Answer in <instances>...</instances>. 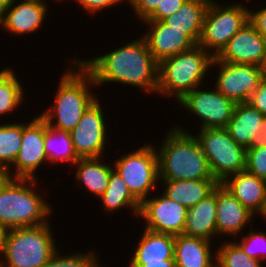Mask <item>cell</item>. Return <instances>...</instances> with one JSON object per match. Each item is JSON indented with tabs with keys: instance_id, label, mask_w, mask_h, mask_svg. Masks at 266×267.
I'll return each mask as SVG.
<instances>
[{
	"instance_id": "f546056e",
	"label": "cell",
	"mask_w": 266,
	"mask_h": 267,
	"mask_svg": "<svg viewBox=\"0 0 266 267\" xmlns=\"http://www.w3.org/2000/svg\"><path fill=\"white\" fill-rule=\"evenodd\" d=\"M22 141V122L0 124V167L11 173Z\"/></svg>"
},
{
	"instance_id": "6da1fadb",
	"label": "cell",
	"mask_w": 266,
	"mask_h": 267,
	"mask_svg": "<svg viewBox=\"0 0 266 267\" xmlns=\"http://www.w3.org/2000/svg\"><path fill=\"white\" fill-rule=\"evenodd\" d=\"M77 60L92 75L96 86L113 82L157 93L159 63L142 36L102 56Z\"/></svg>"
},
{
	"instance_id": "ffe728a7",
	"label": "cell",
	"mask_w": 266,
	"mask_h": 267,
	"mask_svg": "<svg viewBox=\"0 0 266 267\" xmlns=\"http://www.w3.org/2000/svg\"><path fill=\"white\" fill-rule=\"evenodd\" d=\"M237 200L254 215H263L266 209V180L246 170L229 176L223 183Z\"/></svg>"
},
{
	"instance_id": "ba28073f",
	"label": "cell",
	"mask_w": 266,
	"mask_h": 267,
	"mask_svg": "<svg viewBox=\"0 0 266 267\" xmlns=\"http://www.w3.org/2000/svg\"><path fill=\"white\" fill-rule=\"evenodd\" d=\"M248 9L241 3L223 6L211 0L204 16L198 45L216 57L249 21Z\"/></svg>"
},
{
	"instance_id": "60d3db41",
	"label": "cell",
	"mask_w": 266,
	"mask_h": 267,
	"mask_svg": "<svg viewBox=\"0 0 266 267\" xmlns=\"http://www.w3.org/2000/svg\"><path fill=\"white\" fill-rule=\"evenodd\" d=\"M7 231L8 230L2 224H0V257H2L1 255L4 248Z\"/></svg>"
},
{
	"instance_id": "3957f363",
	"label": "cell",
	"mask_w": 266,
	"mask_h": 267,
	"mask_svg": "<svg viewBox=\"0 0 266 267\" xmlns=\"http://www.w3.org/2000/svg\"><path fill=\"white\" fill-rule=\"evenodd\" d=\"M174 126L166 133L161 147H156L159 180L214 179L195 135Z\"/></svg>"
},
{
	"instance_id": "5b68a950",
	"label": "cell",
	"mask_w": 266,
	"mask_h": 267,
	"mask_svg": "<svg viewBox=\"0 0 266 267\" xmlns=\"http://www.w3.org/2000/svg\"><path fill=\"white\" fill-rule=\"evenodd\" d=\"M213 59L209 52L197 44L190 50L162 60L159 63L156 94L176 97L180 101L190 91L204 85L203 80L208 75Z\"/></svg>"
},
{
	"instance_id": "30bf717a",
	"label": "cell",
	"mask_w": 266,
	"mask_h": 267,
	"mask_svg": "<svg viewBox=\"0 0 266 267\" xmlns=\"http://www.w3.org/2000/svg\"><path fill=\"white\" fill-rule=\"evenodd\" d=\"M219 67L215 88L235 103L248 102L266 75V68L258 65L226 63L214 57L211 67Z\"/></svg>"
},
{
	"instance_id": "7a4b0ae2",
	"label": "cell",
	"mask_w": 266,
	"mask_h": 267,
	"mask_svg": "<svg viewBox=\"0 0 266 267\" xmlns=\"http://www.w3.org/2000/svg\"><path fill=\"white\" fill-rule=\"evenodd\" d=\"M72 64L74 68L65 69L59 79L53 107L39 114L48 126L67 132L74 129L86 110L97 100L90 88L96 87L92 75L76 58Z\"/></svg>"
},
{
	"instance_id": "d4e9b609",
	"label": "cell",
	"mask_w": 266,
	"mask_h": 267,
	"mask_svg": "<svg viewBox=\"0 0 266 267\" xmlns=\"http://www.w3.org/2000/svg\"><path fill=\"white\" fill-rule=\"evenodd\" d=\"M130 262L174 260L175 236L144 229Z\"/></svg>"
},
{
	"instance_id": "4dcf8cb0",
	"label": "cell",
	"mask_w": 266,
	"mask_h": 267,
	"mask_svg": "<svg viewBox=\"0 0 266 267\" xmlns=\"http://www.w3.org/2000/svg\"><path fill=\"white\" fill-rule=\"evenodd\" d=\"M218 267H263L262 261L249 257L235 241H226L216 251Z\"/></svg>"
},
{
	"instance_id": "7bdbcfd3",
	"label": "cell",
	"mask_w": 266,
	"mask_h": 267,
	"mask_svg": "<svg viewBox=\"0 0 266 267\" xmlns=\"http://www.w3.org/2000/svg\"><path fill=\"white\" fill-rule=\"evenodd\" d=\"M9 178V174L7 173L6 170H2L0 172V188L3 185V183Z\"/></svg>"
},
{
	"instance_id": "f35d334b",
	"label": "cell",
	"mask_w": 266,
	"mask_h": 267,
	"mask_svg": "<svg viewBox=\"0 0 266 267\" xmlns=\"http://www.w3.org/2000/svg\"><path fill=\"white\" fill-rule=\"evenodd\" d=\"M249 22L260 35L266 38V7L258 11H251L249 9Z\"/></svg>"
},
{
	"instance_id": "52a82bcc",
	"label": "cell",
	"mask_w": 266,
	"mask_h": 267,
	"mask_svg": "<svg viewBox=\"0 0 266 267\" xmlns=\"http://www.w3.org/2000/svg\"><path fill=\"white\" fill-rule=\"evenodd\" d=\"M198 133L195 137L207 158L213 178L219 184L245 170L246 149L231 138L227 128L199 129Z\"/></svg>"
},
{
	"instance_id": "b9f144b4",
	"label": "cell",
	"mask_w": 266,
	"mask_h": 267,
	"mask_svg": "<svg viewBox=\"0 0 266 267\" xmlns=\"http://www.w3.org/2000/svg\"><path fill=\"white\" fill-rule=\"evenodd\" d=\"M11 0H0V22L4 17V14L10 5Z\"/></svg>"
},
{
	"instance_id": "d6a6232c",
	"label": "cell",
	"mask_w": 266,
	"mask_h": 267,
	"mask_svg": "<svg viewBox=\"0 0 266 267\" xmlns=\"http://www.w3.org/2000/svg\"><path fill=\"white\" fill-rule=\"evenodd\" d=\"M245 170L266 180V138L246 150Z\"/></svg>"
},
{
	"instance_id": "d6986e66",
	"label": "cell",
	"mask_w": 266,
	"mask_h": 267,
	"mask_svg": "<svg viewBox=\"0 0 266 267\" xmlns=\"http://www.w3.org/2000/svg\"><path fill=\"white\" fill-rule=\"evenodd\" d=\"M19 2L11 0L0 26L16 36L32 34L44 23L48 5L45 0H19Z\"/></svg>"
},
{
	"instance_id": "7c38bea8",
	"label": "cell",
	"mask_w": 266,
	"mask_h": 267,
	"mask_svg": "<svg viewBox=\"0 0 266 267\" xmlns=\"http://www.w3.org/2000/svg\"><path fill=\"white\" fill-rule=\"evenodd\" d=\"M45 120L39 115L27 123H22V141L12 166L15 173H8L10 178L37 180L35 172L48 157L44 148ZM12 174V175H11Z\"/></svg>"
},
{
	"instance_id": "d590c367",
	"label": "cell",
	"mask_w": 266,
	"mask_h": 267,
	"mask_svg": "<svg viewBox=\"0 0 266 267\" xmlns=\"http://www.w3.org/2000/svg\"><path fill=\"white\" fill-rule=\"evenodd\" d=\"M138 20L145 21L158 7L161 0H127Z\"/></svg>"
},
{
	"instance_id": "8fae6325",
	"label": "cell",
	"mask_w": 266,
	"mask_h": 267,
	"mask_svg": "<svg viewBox=\"0 0 266 267\" xmlns=\"http://www.w3.org/2000/svg\"><path fill=\"white\" fill-rule=\"evenodd\" d=\"M179 106L193 113L200 119L201 128H226L232 118L236 103L226 98L216 88L205 91L195 88L186 94Z\"/></svg>"
},
{
	"instance_id": "9c48e42d",
	"label": "cell",
	"mask_w": 266,
	"mask_h": 267,
	"mask_svg": "<svg viewBox=\"0 0 266 267\" xmlns=\"http://www.w3.org/2000/svg\"><path fill=\"white\" fill-rule=\"evenodd\" d=\"M114 170L120 174L131 194L142 203L159 181L158 157L155 146L144 144L137 150L123 154L113 161Z\"/></svg>"
},
{
	"instance_id": "4fadbf2b",
	"label": "cell",
	"mask_w": 266,
	"mask_h": 267,
	"mask_svg": "<svg viewBox=\"0 0 266 267\" xmlns=\"http://www.w3.org/2000/svg\"><path fill=\"white\" fill-rule=\"evenodd\" d=\"M102 105L96 100L71 130L74 150L79 158L101 157L107 144V125Z\"/></svg>"
},
{
	"instance_id": "4316f807",
	"label": "cell",
	"mask_w": 266,
	"mask_h": 267,
	"mask_svg": "<svg viewBox=\"0 0 266 267\" xmlns=\"http://www.w3.org/2000/svg\"><path fill=\"white\" fill-rule=\"evenodd\" d=\"M102 200L105 212H115L123 208L132 209V214L139 215L141 203L131 194L127 184L114 169L111 172L106 191L98 197Z\"/></svg>"
},
{
	"instance_id": "277c9868",
	"label": "cell",
	"mask_w": 266,
	"mask_h": 267,
	"mask_svg": "<svg viewBox=\"0 0 266 267\" xmlns=\"http://www.w3.org/2000/svg\"><path fill=\"white\" fill-rule=\"evenodd\" d=\"M38 180L8 178L0 188V224L7 230L49 222L51 206L35 188ZM49 215V216H48Z\"/></svg>"
},
{
	"instance_id": "7402d4cb",
	"label": "cell",
	"mask_w": 266,
	"mask_h": 267,
	"mask_svg": "<svg viewBox=\"0 0 266 267\" xmlns=\"http://www.w3.org/2000/svg\"><path fill=\"white\" fill-rule=\"evenodd\" d=\"M211 248V241L203 238L189 237L184 234L175 236L176 267H215L216 251L212 254ZM212 255H215V258Z\"/></svg>"
},
{
	"instance_id": "1f68e13d",
	"label": "cell",
	"mask_w": 266,
	"mask_h": 267,
	"mask_svg": "<svg viewBox=\"0 0 266 267\" xmlns=\"http://www.w3.org/2000/svg\"><path fill=\"white\" fill-rule=\"evenodd\" d=\"M98 254L91 250L88 253L59 254L58 250L43 267H102Z\"/></svg>"
},
{
	"instance_id": "5bb4252c",
	"label": "cell",
	"mask_w": 266,
	"mask_h": 267,
	"mask_svg": "<svg viewBox=\"0 0 266 267\" xmlns=\"http://www.w3.org/2000/svg\"><path fill=\"white\" fill-rule=\"evenodd\" d=\"M187 208L168 198L164 193L159 197L145 199L140 206L139 218H144L145 229L156 233L183 234Z\"/></svg>"
},
{
	"instance_id": "44dd1931",
	"label": "cell",
	"mask_w": 266,
	"mask_h": 267,
	"mask_svg": "<svg viewBox=\"0 0 266 267\" xmlns=\"http://www.w3.org/2000/svg\"><path fill=\"white\" fill-rule=\"evenodd\" d=\"M184 235L212 241L217 237L216 187L197 205L187 210Z\"/></svg>"
},
{
	"instance_id": "603a6c76",
	"label": "cell",
	"mask_w": 266,
	"mask_h": 267,
	"mask_svg": "<svg viewBox=\"0 0 266 267\" xmlns=\"http://www.w3.org/2000/svg\"><path fill=\"white\" fill-rule=\"evenodd\" d=\"M211 0H187L176 13L162 20L166 25L188 35L198 44L204 16Z\"/></svg>"
},
{
	"instance_id": "f1b7e54d",
	"label": "cell",
	"mask_w": 266,
	"mask_h": 267,
	"mask_svg": "<svg viewBox=\"0 0 266 267\" xmlns=\"http://www.w3.org/2000/svg\"><path fill=\"white\" fill-rule=\"evenodd\" d=\"M21 85L12 68L0 71V115L13 113L24 102L25 93Z\"/></svg>"
},
{
	"instance_id": "74e56055",
	"label": "cell",
	"mask_w": 266,
	"mask_h": 267,
	"mask_svg": "<svg viewBox=\"0 0 266 267\" xmlns=\"http://www.w3.org/2000/svg\"><path fill=\"white\" fill-rule=\"evenodd\" d=\"M81 5L84 10L90 13H97L104 9H107L114 4H121L124 0H75ZM126 1V0H125Z\"/></svg>"
},
{
	"instance_id": "8d00e7d4",
	"label": "cell",
	"mask_w": 266,
	"mask_h": 267,
	"mask_svg": "<svg viewBox=\"0 0 266 267\" xmlns=\"http://www.w3.org/2000/svg\"><path fill=\"white\" fill-rule=\"evenodd\" d=\"M248 103L266 117V75L260 81L258 88L252 93Z\"/></svg>"
},
{
	"instance_id": "2e32d148",
	"label": "cell",
	"mask_w": 266,
	"mask_h": 267,
	"mask_svg": "<svg viewBox=\"0 0 266 267\" xmlns=\"http://www.w3.org/2000/svg\"><path fill=\"white\" fill-rule=\"evenodd\" d=\"M148 28L143 38L155 60H162L190 50L197 45L188 35L166 25L163 21H143Z\"/></svg>"
},
{
	"instance_id": "ee69618b",
	"label": "cell",
	"mask_w": 266,
	"mask_h": 267,
	"mask_svg": "<svg viewBox=\"0 0 266 267\" xmlns=\"http://www.w3.org/2000/svg\"><path fill=\"white\" fill-rule=\"evenodd\" d=\"M262 217H264V220L266 219L265 217H266V209H265V212H264V214L262 215Z\"/></svg>"
},
{
	"instance_id": "e575fe53",
	"label": "cell",
	"mask_w": 266,
	"mask_h": 267,
	"mask_svg": "<svg viewBox=\"0 0 266 267\" xmlns=\"http://www.w3.org/2000/svg\"><path fill=\"white\" fill-rule=\"evenodd\" d=\"M187 0H161L156 10L145 21H162L176 13Z\"/></svg>"
},
{
	"instance_id": "ab89813d",
	"label": "cell",
	"mask_w": 266,
	"mask_h": 267,
	"mask_svg": "<svg viewBox=\"0 0 266 267\" xmlns=\"http://www.w3.org/2000/svg\"><path fill=\"white\" fill-rule=\"evenodd\" d=\"M129 267H176L175 260H162V262H130Z\"/></svg>"
},
{
	"instance_id": "ac0fdd59",
	"label": "cell",
	"mask_w": 266,
	"mask_h": 267,
	"mask_svg": "<svg viewBox=\"0 0 266 267\" xmlns=\"http://www.w3.org/2000/svg\"><path fill=\"white\" fill-rule=\"evenodd\" d=\"M254 216L226 187L222 184L216 186L217 236L236 238Z\"/></svg>"
},
{
	"instance_id": "cb8c5ba5",
	"label": "cell",
	"mask_w": 266,
	"mask_h": 267,
	"mask_svg": "<svg viewBox=\"0 0 266 267\" xmlns=\"http://www.w3.org/2000/svg\"><path fill=\"white\" fill-rule=\"evenodd\" d=\"M165 186L163 193L171 200L185 206L194 207L219 184L215 179L203 180H161Z\"/></svg>"
},
{
	"instance_id": "9a60e30c",
	"label": "cell",
	"mask_w": 266,
	"mask_h": 267,
	"mask_svg": "<svg viewBox=\"0 0 266 267\" xmlns=\"http://www.w3.org/2000/svg\"><path fill=\"white\" fill-rule=\"evenodd\" d=\"M222 62L266 68V38L248 21L216 56Z\"/></svg>"
},
{
	"instance_id": "83f0119b",
	"label": "cell",
	"mask_w": 266,
	"mask_h": 267,
	"mask_svg": "<svg viewBox=\"0 0 266 267\" xmlns=\"http://www.w3.org/2000/svg\"><path fill=\"white\" fill-rule=\"evenodd\" d=\"M44 148L48 161L53 164L70 162L69 164L74 165L80 159L74 150L70 133L52 128L46 121Z\"/></svg>"
},
{
	"instance_id": "836d02e7",
	"label": "cell",
	"mask_w": 266,
	"mask_h": 267,
	"mask_svg": "<svg viewBox=\"0 0 266 267\" xmlns=\"http://www.w3.org/2000/svg\"><path fill=\"white\" fill-rule=\"evenodd\" d=\"M240 241L234 240L251 258L259 261L266 260V232L249 231Z\"/></svg>"
},
{
	"instance_id": "8992f818",
	"label": "cell",
	"mask_w": 266,
	"mask_h": 267,
	"mask_svg": "<svg viewBox=\"0 0 266 267\" xmlns=\"http://www.w3.org/2000/svg\"><path fill=\"white\" fill-rule=\"evenodd\" d=\"M50 221L7 231L0 262L3 267H43L56 253ZM6 260V261H5Z\"/></svg>"
},
{
	"instance_id": "484cf974",
	"label": "cell",
	"mask_w": 266,
	"mask_h": 267,
	"mask_svg": "<svg viewBox=\"0 0 266 267\" xmlns=\"http://www.w3.org/2000/svg\"><path fill=\"white\" fill-rule=\"evenodd\" d=\"M102 157L80 158L74 166L77 168L75 179L94 196L100 197L107 189L113 165L100 162ZM109 164V165H108Z\"/></svg>"
},
{
	"instance_id": "e0dca14e",
	"label": "cell",
	"mask_w": 266,
	"mask_h": 267,
	"mask_svg": "<svg viewBox=\"0 0 266 267\" xmlns=\"http://www.w3.org/2000/svg\"><path fill=\"white\" fill-rule=\"evenodd\" d=\"M231 138L246 150L266 138V117L250 103H236L226 127Z\"/></svg>"
}]
</instances>
